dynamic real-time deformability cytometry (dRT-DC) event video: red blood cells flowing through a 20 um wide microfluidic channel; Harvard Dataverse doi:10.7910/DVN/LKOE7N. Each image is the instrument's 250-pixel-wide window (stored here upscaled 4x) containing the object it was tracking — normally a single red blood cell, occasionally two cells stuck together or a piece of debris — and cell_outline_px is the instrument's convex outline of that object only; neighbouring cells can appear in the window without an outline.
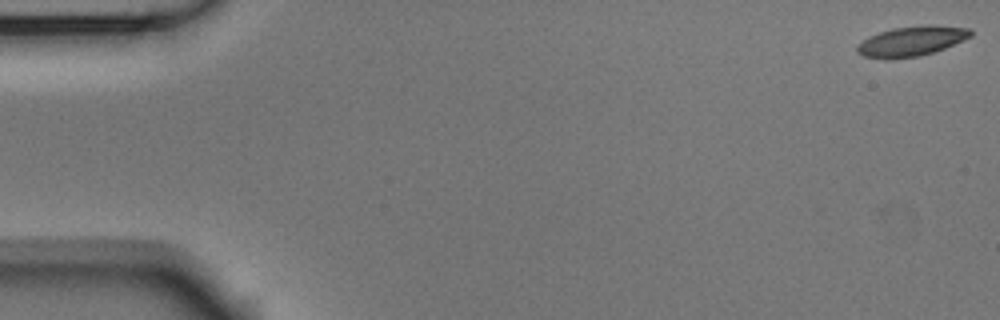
{"species": "Egyptian fruit bat (a non-hibernating species)", "species_latin": "Rousettus aegyptiacus", "temperature_condition": "room temperature", "stored_images_in_passage": 6, "camera_frame_rate_fps": 3000, "um_per_image_px": 0.085, "animal": {"sex": "male"}, "frame": {"image": 1, "passage_image": 1, "time_ms": 0.0, "image_size_px": [1000, 320], "cell_outline_px": [[972, 36], [964, 40], [944, 48], [920, 56], [888, 60], [884, 60], [864, 56], [856, 52], [856, 48], [868, 36], [892, 28], [924, 24], [932, 24], [972, 28]], "centroid_in_image_um": [77.5, 3.49], "position_along_channel_um": 7.5, "area_um2": 20.11}}
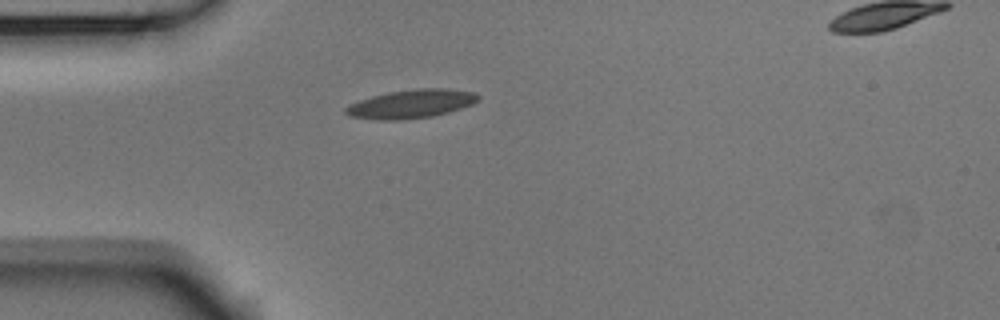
{"frame": {"image": 2, "passage_image": 5, "time_ms": 1.333, "image_size_px": [1000, 320], "cell_outline_px": [[480, 100], [472, 104], [448, 112], [432, 116], [396, 120], [380, 120], [348, 116], [344, 112], [344, 108], [360, 100], [372, 96], [388, 92], [420, 88], [448, 88], [476, 92], [480, 96]], "centroid_in_image_um": [34.98, 8.82], "position_along_channel_um": 50.0, "area_um2": 22.02}}